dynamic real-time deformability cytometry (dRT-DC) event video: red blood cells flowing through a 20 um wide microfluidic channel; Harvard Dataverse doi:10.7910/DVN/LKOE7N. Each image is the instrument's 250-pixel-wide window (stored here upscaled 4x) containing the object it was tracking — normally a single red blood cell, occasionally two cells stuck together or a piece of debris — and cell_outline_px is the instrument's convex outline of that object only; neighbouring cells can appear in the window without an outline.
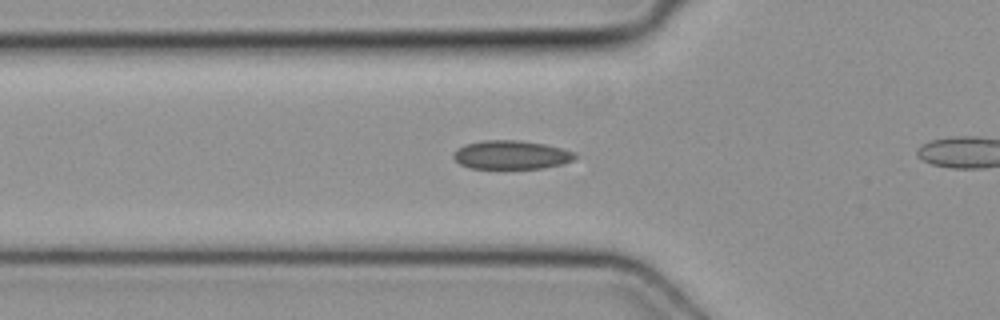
{"species": "common noctule bat (a hibernating species)", "species_latin": "Nyctalus noctula", "temperature_condition": "cold", "stored_images_in_passage": 33, "camera_frame_rate_fps": 3000, "um_per_image_px": 0.085, "animal": {"sex": "female", "body_mass_g": 19.3, "forearm_length_mm": 54.1}, "frame": {"image": 1, "passage_image": 10, "time_ms": 3.0, "image_size_px": [1000, 320], "cell_outline_px": [[576, 156], [572, 160], [564, 164], [544, 168], [468, 168], [460, 164], [452, 156], [460, 148], [468, 144], [484, 140], [520, 140], [544, 144], [560, 148], [572, 152]], "centroid_in_image_um": [43.47, 13.17], "position_along_channel_um": 82.3, "area_um2": 20.0}}
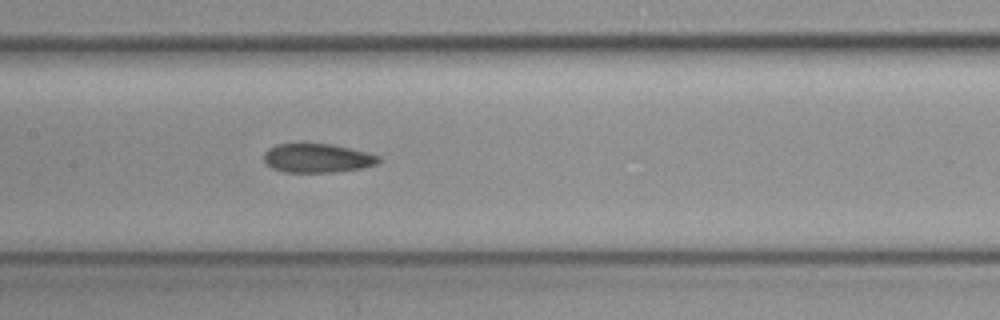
{"frame": {"image": 2, "passage_image": 17, "time_ms": 5.333, "image_size_px": [1000, 320], "cell_outline_px": [[380, 160], [376, 164], [360, 168], [332, 172], [284, 172], [272, 168], [264, 160], [264, 152], [268, 148], [276, 144], [332, 144], [380, 156]], "centroid_in_image_um": [26.93, 13.44], "position_along_channel_um": 180.5, "area_um2": 19.07}}
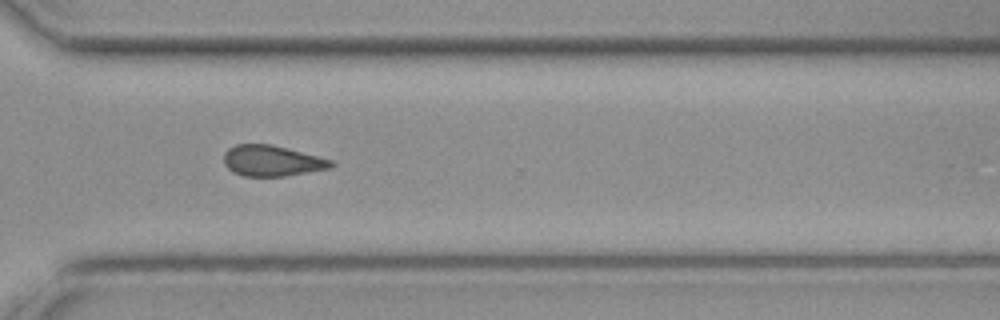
{"frame": {"image": 3, "passage_image": 29, "time_ms": 9.333, "image_size_px": [1000, 320], "cell_outline_px": [[336, 164], [328, 168], [284, 176], [244, 176], [232, 172], [224, 164], [224, 152], [228, 148], [236, 144], [268, 144], [332, 160]], "centroid_in_image_um": [23.05, 13.67], "position_along_channel_um": 347.6, "area_um2": 18.9}}